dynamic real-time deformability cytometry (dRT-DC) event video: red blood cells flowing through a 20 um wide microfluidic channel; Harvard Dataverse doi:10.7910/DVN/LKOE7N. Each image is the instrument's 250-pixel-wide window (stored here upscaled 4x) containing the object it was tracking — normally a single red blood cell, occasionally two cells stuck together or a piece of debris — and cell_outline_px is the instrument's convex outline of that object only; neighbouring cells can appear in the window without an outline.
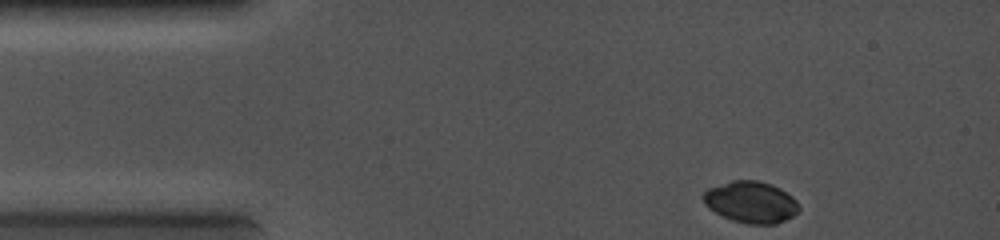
{"species": "common noctule bat (a hibernating species)", "species_latin": "Nyctalus noctula", "temperature_condition": "cold", "stored_images_in_passage": 19, "camera_frame_rate_fps": 5000, "um_per_image_px": 0.085, "animal": {"sex": "female", "body_mass_g": 19.0, "forearm_length_mm": 56.7}, "frame": {"image": 1, "passage_image": 1, "time_ms": 0.0, "image_size_px": [1000, 240], "cell_outline_px": [[800, 208], [792, 216], [776, 224], [748, 224], [732, 220], [708, 208], [704, 204], [700, 196], [708, 188], [732, 180], [756, 180], [772, 184], [780, 188], [792, 196], [796, 200]], "centroid_in_image_um": [63.8, 17.17], "position_along_channel_um": 21.2, "area_um2": 23.24}}
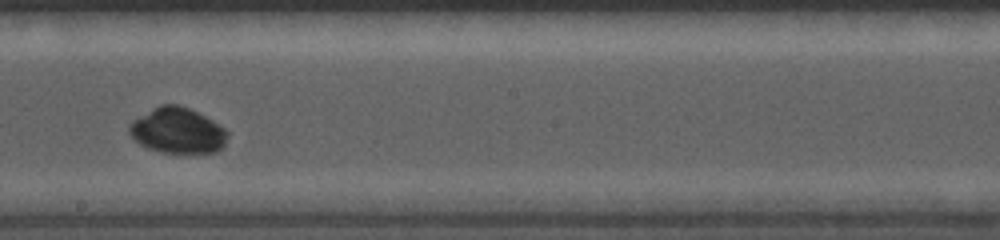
{"frame": {"image": 2, "passage_image": 12, "time_ms": 6.0, "image_size_px": [1000, 240], "cell_outline_px": [[228, 136], [224, 144], [216, 152], [160, 152], [148, 148], [140, 144], [128, 132], [128, 124], [132, 120], [152, 108], [160, 104], [180, 104], [212, 120], [224, 128], [228, 132]], "centroid_in_image_um": [15.06, 11.08], "position_along_channel_um": 233.1, "area_um2": 25.95}}
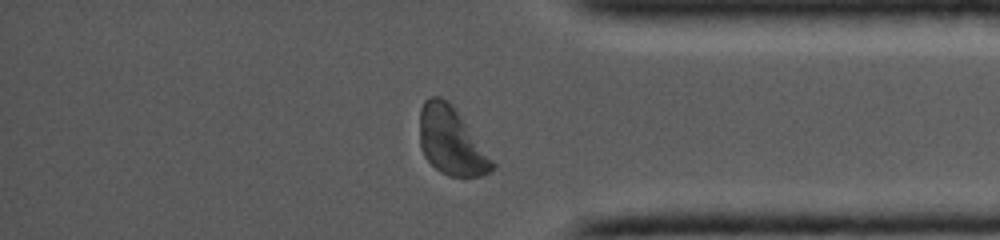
{"frame": {"image": 3, "passage_image": 19, "time_ms": 9.6, "image_size_px": [1000, 240], "cell_outline_px": [[496, 164], [488, 172], [480, 176], [448, 176], [440, 172], [424, 156], [420, 148], [420, 108], [424, 100], [428, 96], [440, 96], [448, 100], [452, 104]], "centroid_in_image_um": [38.32, 11.97], "position_along_channel_um": 396.9, "area_um2": 28.5}}